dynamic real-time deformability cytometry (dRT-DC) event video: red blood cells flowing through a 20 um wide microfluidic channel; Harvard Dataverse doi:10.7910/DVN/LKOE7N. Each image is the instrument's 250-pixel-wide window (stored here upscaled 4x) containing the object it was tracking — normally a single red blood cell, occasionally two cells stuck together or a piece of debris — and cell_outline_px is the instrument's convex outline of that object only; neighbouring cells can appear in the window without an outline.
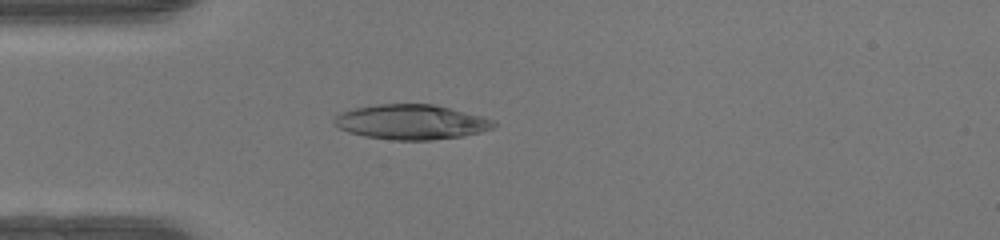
{"species": "human", "species_latin": "Homo sapiens", "temperature_condition": "warm", "stored_images_in_passage": 49, "camera_frame_rate_fps": 3000, "um_per_image_px": 0.085, "donor": {"sex": "female"}, "frame": {"image": 1, "passage_image": 14, "time_ms": 4.333, "image_size_px": [1000, 240], "cell_outline_px": [[496, 124], [492, 128], [480, 132], [460, 136], [432, 140], [392, 140], [364, 136], [348, 132], [332, 124], [336, 116], [340, 112], [352, 108], [376, 104], [436, 104], [484, 116], [496, 120]], "centroid_in_image_um": [34.96, 10.36], "position_along_channel_um": 50.0, "area_um2": 32.71}}
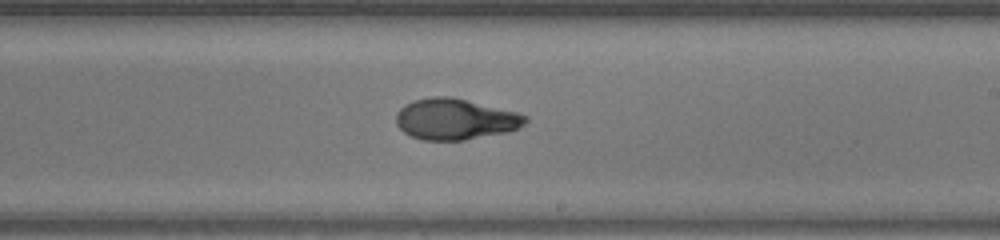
{"frame": {"image": 2, "passage_image": 29, "time_ms": 9.333, "image_size_px": [1000, 240], "cell_outline_px": [[528, 120], [524, 124], [508, 132], [464, 140], [424, 140], [412, 136], [404, 132], [396, 124], [396, 112], [404, 104], [412, 100], [432, 96], [452, 96], [516, 112], [528, 116]], "centroid_in_image_um": [38.67, 10.12], "position_along_channel_um": 250.3, "area_um2": 30.98}}
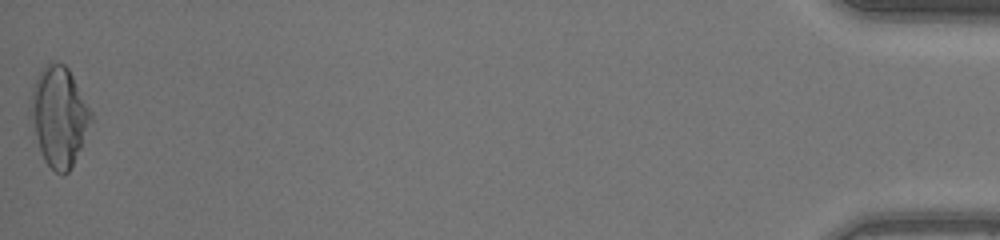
{"frame": {"image": 3, "passage_image": 49, "time_ms": 16.0, "image_size_px": [1000, 240], "cell_outline_px": [[92, 120], [80, 148], [68, 172], [56, 172], [44, 160], [40, 152], [28, 116], [28, 108], [32, 88], [40, 72], [48, 60], [52, 60], [64, 64], [68, 68], [92, 112]], "centroid_in_image_um": [4.97, 9.84], "position_along_channel_um": 430.2, "area_um2": 35.03}, "authors_computed_cell_mechanics": {"area_um2": 31.0386, "velocity_mm_per_s": 4.2474, "shape_relaxation_time_tau1_ms": 5.5034, "shape_relaxation_time_tau2_ms": 1.1501, "deformation_change_tau1": 0.2637, "deformation_change_tau2": 0.0531}}